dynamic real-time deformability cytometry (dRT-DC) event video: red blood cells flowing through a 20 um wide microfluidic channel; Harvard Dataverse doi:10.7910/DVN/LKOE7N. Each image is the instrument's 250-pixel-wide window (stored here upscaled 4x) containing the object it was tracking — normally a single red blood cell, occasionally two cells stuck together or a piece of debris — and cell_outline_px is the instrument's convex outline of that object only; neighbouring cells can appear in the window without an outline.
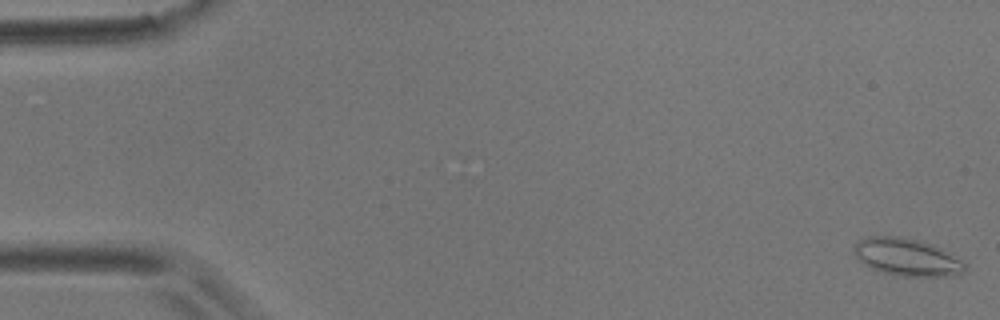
{"species": "common noctule bat (a hibernating species)", "species_latin": "Nyctalus noctula", "temperature_condition": "room temperature", "stored_images_in_passage": 55, "camera_frame_rate_fps": 3000, "um_per_image_px": 0.085, "animal": {"sex": "male", "body_mass_g": 17.9}, "frame": {"image": 1, "passage_image": 1, "time_ms": 0.0, "image_size_px": [1000, 320], "cell_outline_px": [[968, 268], [960, 276], [896, 276], [880, 272], [864, 264], [852, 252], [856, 240], [868, 236], [900, 236], [932, 244], [940, 248], [968, 264]], "centroid_in_image_um": [77.09, 21.87], "position_along_channel_um": 7.9, "area_um2": 24.57}}
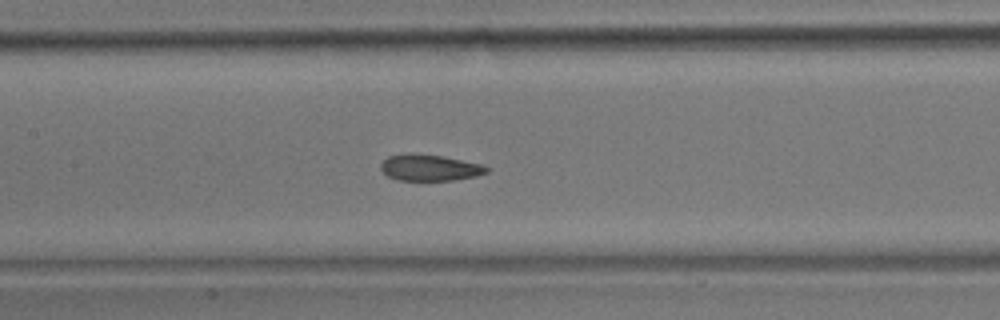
{"frame": {"image": 2, "passage_image": 26, "time_ms": 8.333, "image_size_px": [1000, 320], "cell_outline_px": [[488, 172], [476, 176], [456, 180], [396, 180], [388, 176], [380, 168], [380, 164], [388, 156], [444, 156], [484, 164], [488, 168]], "centroid_in_image_um": [36.6, 14.29], "position_along_channel_um": 170.8, "area_um2": 15.66}}
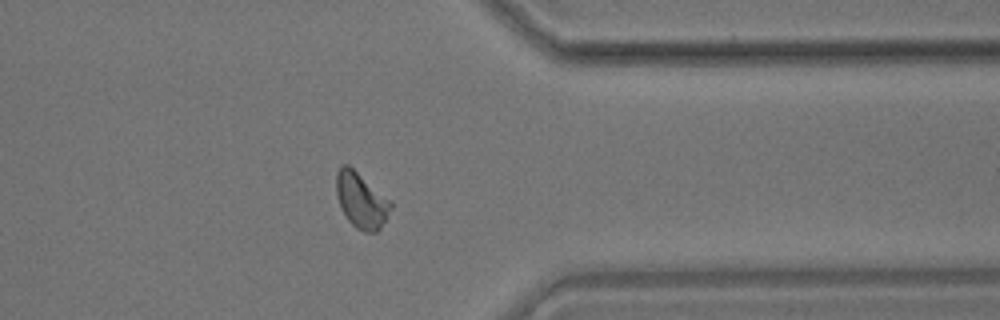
{"frame": {"image": 3, "passage_image": 44, "time_ms": 14.333, "image_size_px": [1000, 320], "cell_outline_px": [[392, 208], [380, 228], [376, 232], [364, 232], [356, 228], [348, 220], [340, 204], [336, 192], [336, 172], [340, 164], [348, 164], [388, 200], [392, 204]], "centroid_in_image_um": [30.67, 17.03], "position_along_channel_um": 380.7, "area_um2": 17.11}, "authors_computed_cell_mechanics": {"area_um2": 17.1088, "velocity_mm_per_s": 3.6514, "shape_relaxation_time_tau1_ms": 4.7962, "shape_relaxation_time_tau2_ms": 1.5139, "deformation_change_tau1": 0.1161, "deformation_change_tau2": 0.0803}}